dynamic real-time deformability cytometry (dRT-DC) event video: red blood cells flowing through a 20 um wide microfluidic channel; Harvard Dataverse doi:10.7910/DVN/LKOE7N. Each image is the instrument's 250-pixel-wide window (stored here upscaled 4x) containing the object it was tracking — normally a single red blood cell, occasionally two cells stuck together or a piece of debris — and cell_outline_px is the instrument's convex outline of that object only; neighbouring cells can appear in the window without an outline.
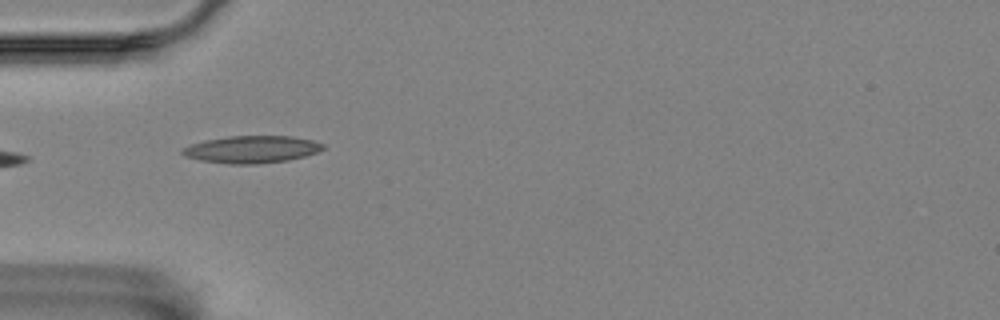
{"species": "Egyptian fruit bat (a non-hibernating species)", "species_latin": "Rousettus aegyptiacus", "temperature_condition": "room temperature", "stored_images_in_passage": 1, "camera_frame_rate_fps": 3000, "um_per_image_px": 0.085, "animal": {"sex": "female"}, "frame": {"image": 1, "passage_image": 1, "time_ms": 0.0, "image_size_px": [1000, 320], "cell_outline_px": [[324, 148], [316, 152], [304, 156], [288, 160], [256, 164], [232, 164], [200, 160], [184, 156], [180, 152], [184, 148], [192, 144], [204, 140], [228, 136], [292, 136], [312, 140], [324, 144]], "centroid_in_image_um": [21.38, 12.69], "position_along_channel_um": 63.6, "area_um2": 22.2}}